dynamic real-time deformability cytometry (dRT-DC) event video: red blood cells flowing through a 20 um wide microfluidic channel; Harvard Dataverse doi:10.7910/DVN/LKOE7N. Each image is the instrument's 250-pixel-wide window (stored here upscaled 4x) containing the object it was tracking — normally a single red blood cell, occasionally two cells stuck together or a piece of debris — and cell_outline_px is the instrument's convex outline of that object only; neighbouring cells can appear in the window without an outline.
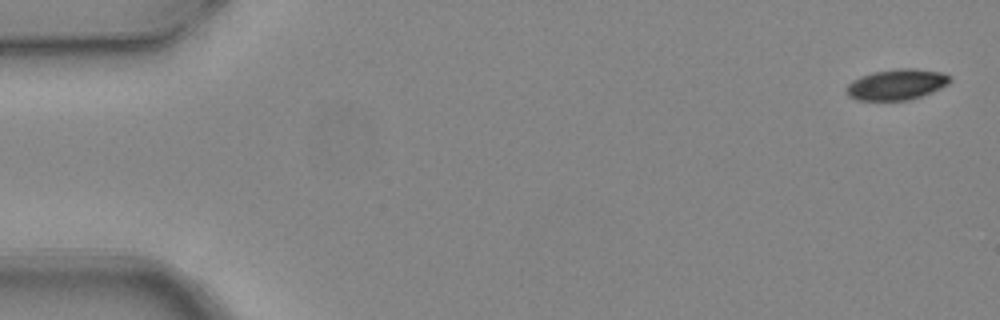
{"species": "common noctule bat (a hibernating species)", "species_latin": "Nyctalus noctula", "temperature_condition": "warm", "stored_images_in_passage": 9, "camera_frame_rate_fps": 3000, "um_per_image_px": 0.085, "animal": {"sex": "female", "body_mass_g": 24.6, "forearm_length_mm": 56.2}, "frame": {"image": 1, "passage_image": 1, "time_ms": 0.0, "image_size_px": [1000, 320], "cell_outline_px": [[952, 80], [948, 84], [932, 92], [908, 100], [856, 100], [848, 96], [844, 88], [852, 80], [860, 76], [872, 72], [900, 68], [912, 68], [940, 72], [948, 76]], "centroid_in_image_um": [76.16, 7.18], "position_along_channel_um": 8.8, "area_um2": 18.55}}
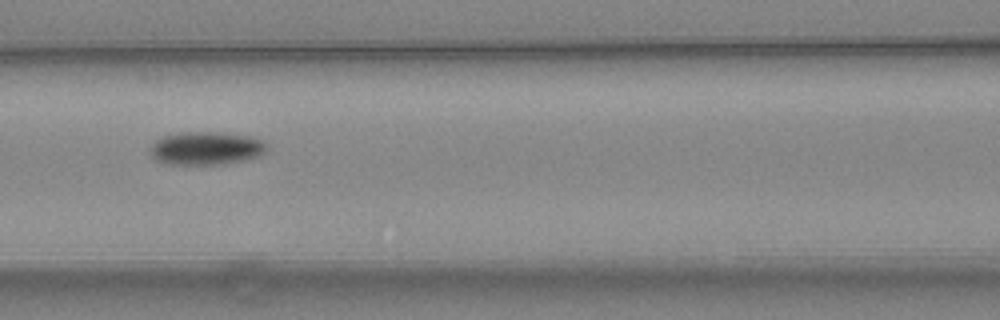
{"frame": {"image": 2, "passage_image": 6, "time_ms": 1.667, "image_size_px": [1000, 320], "cell_outline_px": [[268, 148], [260, 156], [244, 160], [224, 164], [168, 164], [156, 160], [152, 156], [148, 148], [156, 140], [164, 136], [184, 132], [216, 132], [252, 136], [260, 140]], "centroid_in_image_um": [17.5, 12.6], "position_along_channel_um": 149.1, "area_um2": 22.48}}
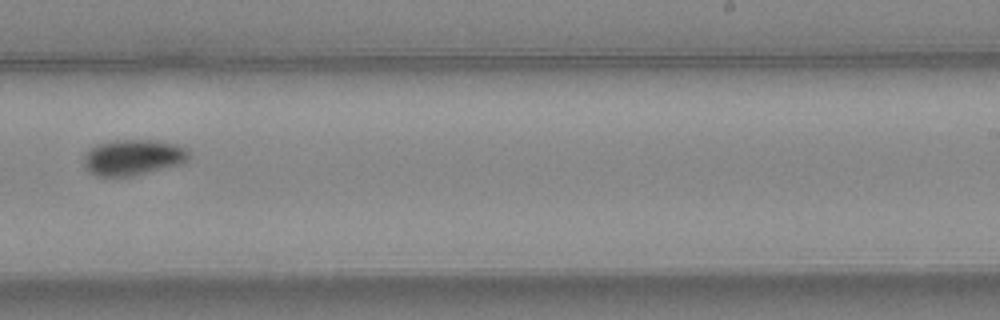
{"frame": {"image": 3, "passage_image": 9, "time_ms": 2.667, "image_size_px": [1000, 320], "cell_outline_px": [[188, 160], [180, 164], [132, 176], [96, 176], [88, 172], [84, 168], [84, 156], [88, 148], [96, 144], [112, 140], [152, 140], [176, 144], [188, 148]], "centroid_in_image_um": [11.26, 13.37], "position_along_channel_um": 277.7, "area_um2": 22.08}}